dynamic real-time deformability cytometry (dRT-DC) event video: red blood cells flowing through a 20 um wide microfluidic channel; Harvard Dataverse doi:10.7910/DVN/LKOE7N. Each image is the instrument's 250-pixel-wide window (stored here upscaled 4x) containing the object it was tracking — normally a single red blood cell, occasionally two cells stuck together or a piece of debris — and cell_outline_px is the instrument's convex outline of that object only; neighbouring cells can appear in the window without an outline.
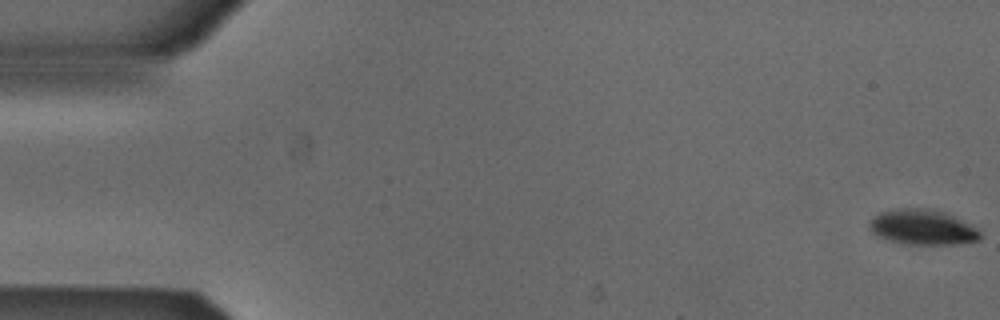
{"species": "Egyptian fruit bat (a non-hibernating species)", "species_latin": "Rousettus aegyptiacus", "temperature_condition": "cold", "stored_images_in_passage": 53, "camera_frame_rate_fps": 3000, "um_per_image_px": 0.085, "animal": {"sex": "male"}, "frame": {"image": 1, "passage_image": 1, "time_ms": 0.0, "image_size_px": [1000, 320], "cell_outline_px": [[984, 236], [980, 240], [956, 244], [904, 244], [888, 240], [876, 236], [868, 228], [868, 224], [880, 212], [900, 208], [920, 208], [944, 212], [972, 224]], "centroid_in_image_um": [78.43, 19.33], "position_along_channel_um": 6.6, "area_um2": 22.77}}
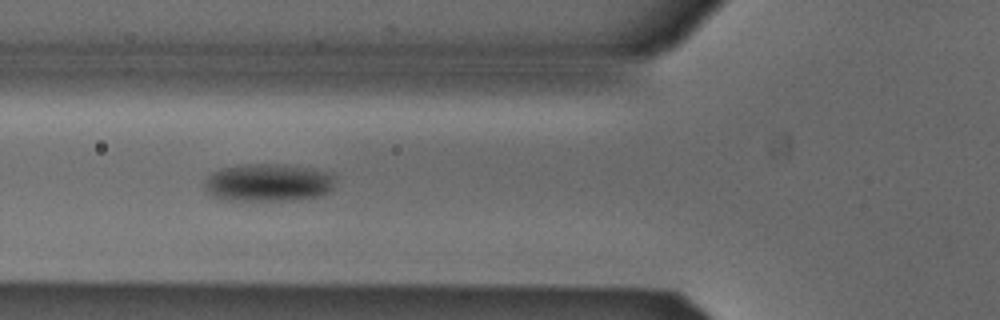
{"frame": {"image": 2, "passage_image": 20, "time_ms": 6.333, "image_size_px": [1000, 320], "cell_outline_px": [[332, 188], [328, 192], [320, 196], [292, 200], [228, 200], [212, 196], [204, 188], [204, 180], [212, 172], [224, 168], [240, 164], [276, 164], [332, 172]], "centroid_in_image_um": [22.75, 15.53], "position_along_channel_um": 103.1, "area_um2": 28.5}}
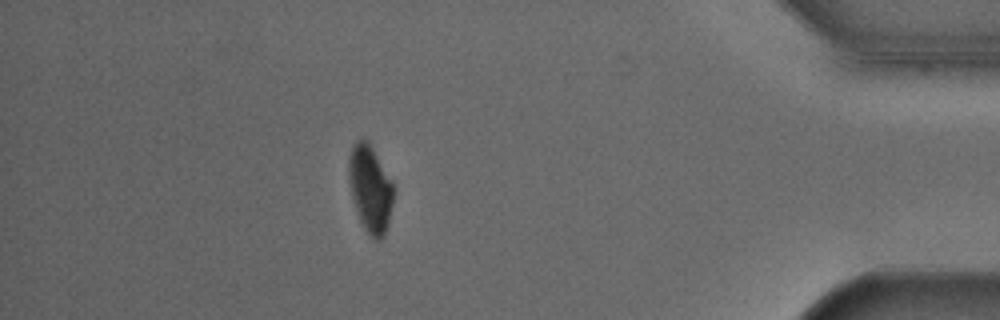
{"frame": {"image": 3, "passage_image": 47, "time_ms": 15.333, "image_size_px": [1000, 320], "cell_outline_px": [[392, 204], [388, 224], [384, 236], [380, 240], [376, 240], [364, 228], [360, 220], [352, 196], [348, 180], [348, 160], [352, 148], [356, 140], [368, 140], [392, 180]], "centroid_in_image_um": [31.46, 16.02], "position_along_channel_um": 403.7, "area_um2": 22.37}, "authors_computed_cell_mechanics": {"area_um2": 25.6632, "velocity_mm_per_s": 3.8755, "shape_relaxation_time_tau1_ms": 4.3373, "shape_relaxation_time_tau2_ms": null, "deformation_change_tau1": 0.1029, "deformation_change_tau2": null}}